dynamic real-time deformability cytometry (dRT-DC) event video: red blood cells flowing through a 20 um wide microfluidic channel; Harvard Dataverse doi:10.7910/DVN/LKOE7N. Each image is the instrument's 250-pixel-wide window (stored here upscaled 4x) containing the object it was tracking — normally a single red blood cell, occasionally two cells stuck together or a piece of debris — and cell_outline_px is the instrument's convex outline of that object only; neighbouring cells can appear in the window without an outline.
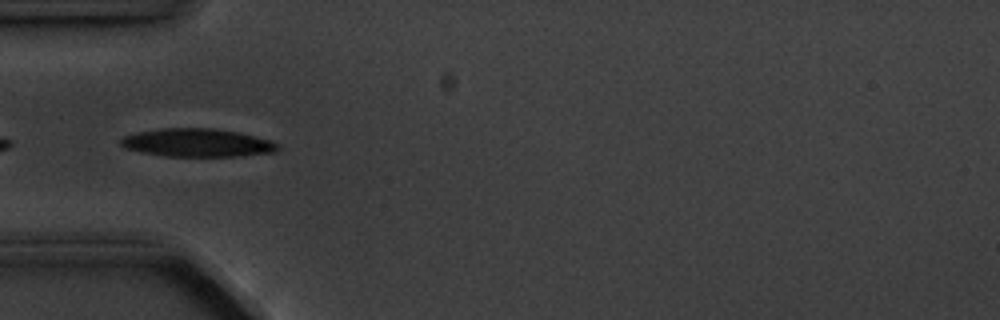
{"species": "common noctule bat (a hibernating species)", "species_latin": "Nyctalus noctula", "temperature_condition": "cold", "stored_images_in_passage": 5, "camera_frame_rate_fps": 3000, "um_per_image_px": 0.085, "animal": {"sex": "male", "body_mass_g": 20.1, "forearm_length_mm": 53.5}, "frame": {"image": 1, "passage_image": 5, "time_ms": 4.667, "image_size_px": [1000, 320], "cell_outline_px": [[276, 148], [272, 152], [240, 156], [164, 156], [124, 148], [120, 144], [120, 140], [124, 136], [136, 132], [160, 128], [212, 128], [240, 132], [272, 140], [276, 144]], "centroid_in_image_um": [16.73, 12.12], "position_along_channel_um": 68.3, "area_um2": 25.66}}